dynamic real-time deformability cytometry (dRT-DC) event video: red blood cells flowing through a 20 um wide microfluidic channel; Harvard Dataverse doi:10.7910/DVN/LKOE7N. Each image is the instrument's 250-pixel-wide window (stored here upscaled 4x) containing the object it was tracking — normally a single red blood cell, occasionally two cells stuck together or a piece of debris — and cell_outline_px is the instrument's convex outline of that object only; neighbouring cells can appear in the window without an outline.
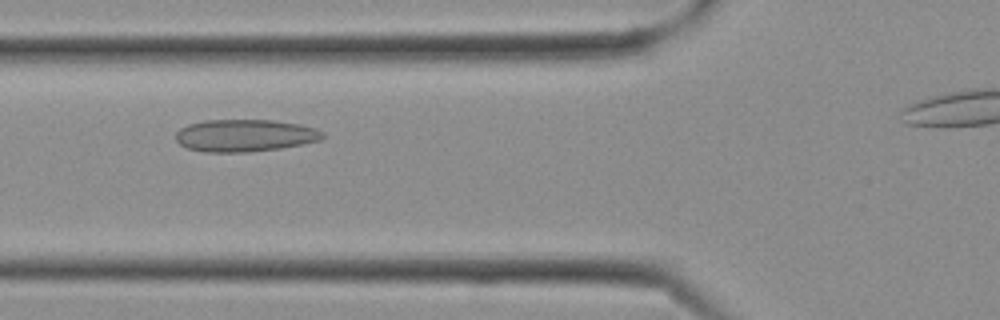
{"species": "Egyptian fruit bat (a non-hibernating species)", "species_latin": "Rousettus aegyptiacus", "temperature_condition": "cold", "stored_images_in_passage": 21, "camera_frame_rate_fps": 3000, "um_per_image_px": 0.085, "frame": {"image": 1, "passage_image": 6, "time_ms": 1.667, "image_size_px": [1000, 320], "cell_outline_px": [[324, 136], [320, 140], [304, 144], [280, 148], [248, 152], [204, 152], [188, 148], [180, 144], [176, 140], [176, 132], [180, 128], [188, 124], [204, 120], [272, 120], [300, 124], [316, 128], [324, 132]], "centroid_in_image_um": [20.82, 11.51], "position_along_channel_um": 105.0, "area_um2": 27.74}}
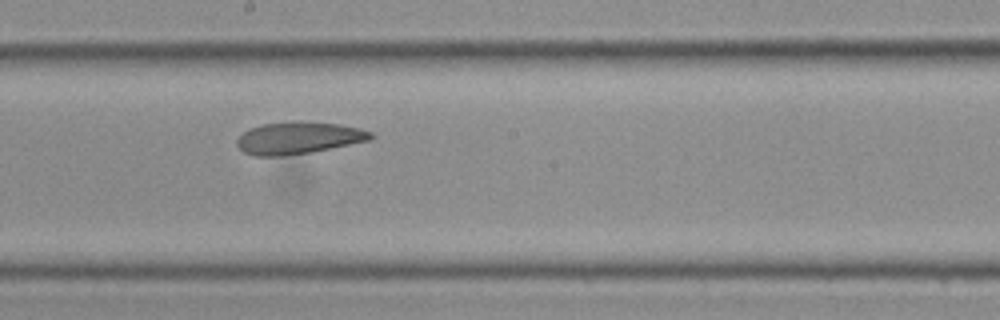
{"frame": {"image": 2, "passage_image": 11, "time_ms": 3.333, "image_size_px": [1000, 320], "cell_outline_px": [[376, 136], [372, 140], [308, 152], [280, 156], [256, 156], [244, 152], [236, 144], [236, 140], [248, 128], [264, 124], [300, 120], [340, 124], [360, 128], [372, 132]], "centroid_in_image_um": [25.4, 11.7], "position_along_channel_um": 222.8, "area_um2": 25.09}}
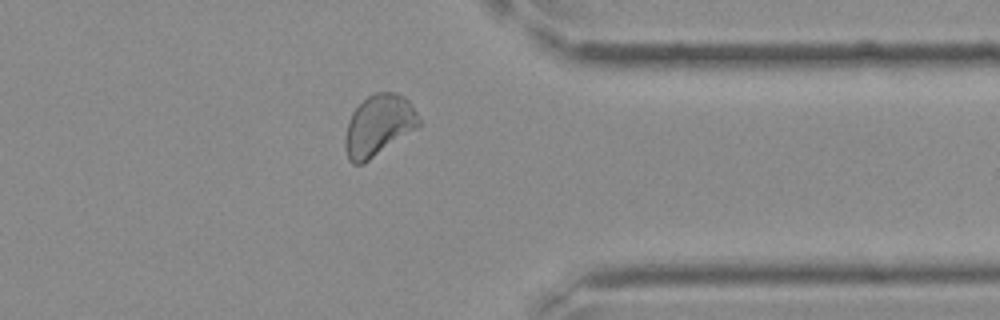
{"frame": {"image": 3, "passage_image": 18, "time_ms": 5.667, "image_size_px": [1000, 320], "cell_outline_px": [[420, 124], [416, 128], [364, 164], [352, 164], [348, 160], [344, 148], [344, 136], [348, 120], [352, 112], [368, 96], [376, 92], [396, 92], [404, 96], [408, 100], [416, 112], [420, 120]], "centroid_in_image_um": [32.14, 10.68], "position_along_channel_um": 379.3, "area_um2": 26.3}}